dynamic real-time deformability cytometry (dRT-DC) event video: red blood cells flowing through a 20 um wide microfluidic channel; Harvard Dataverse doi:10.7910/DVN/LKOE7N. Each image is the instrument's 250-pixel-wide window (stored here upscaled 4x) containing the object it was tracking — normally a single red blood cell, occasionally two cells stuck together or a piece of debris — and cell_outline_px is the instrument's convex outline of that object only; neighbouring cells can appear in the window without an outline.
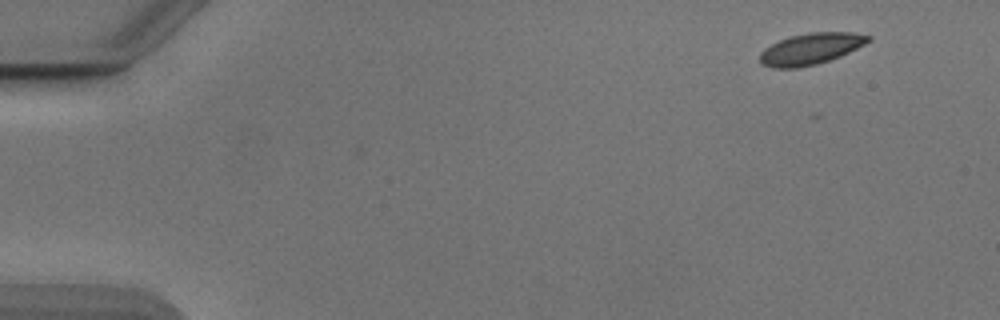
{"species": "Egyptian fruit bat (a non-hibernating species)", "species_latin": "Rousettus aegyptiacus", "temperature_condition": "cold", "stored_images_in_passage": 3, "camera_frame_rate_fps": 3000, "um_per_image_px": 0.085, "animal": {"sex": "male"}, "frame": {"image": 1, "passage_image": 1, "time_ms": 0.0, "image_size_px": [1000, 320], "cell_outline_px": [[872, 40], [840, 56], [816, 64], [796, 68], [772, 68], [760, 64], [760, 52], [764, 48], [780, 40], [792, 36], [808, 32], [852, 32], [872, 36]], "centroid_in_image_um": [68.9, 4.15], "position_along_channel_um": 16.1, "area_um2": 19.71}}